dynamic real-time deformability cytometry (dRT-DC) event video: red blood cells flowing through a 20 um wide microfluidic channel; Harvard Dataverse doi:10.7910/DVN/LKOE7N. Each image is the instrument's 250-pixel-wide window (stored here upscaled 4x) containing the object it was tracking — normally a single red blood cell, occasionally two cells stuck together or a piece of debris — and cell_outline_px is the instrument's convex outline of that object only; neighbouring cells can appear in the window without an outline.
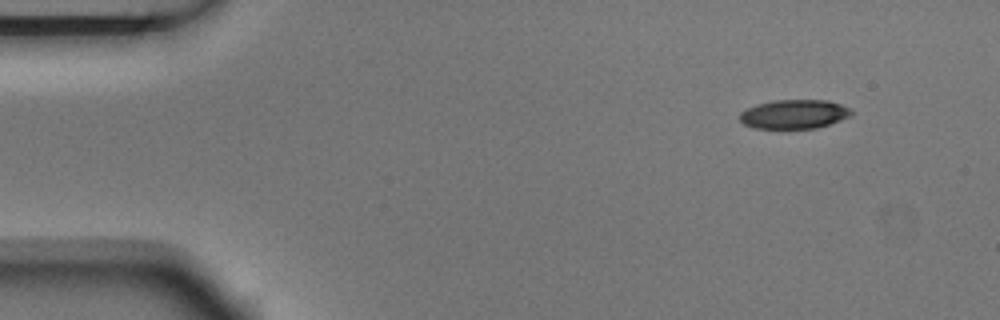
{"species": "Egyptian fruit bat (a non-hibernating species)", "species_latin": "Rousettus aegyptiacus", "temperature_condition": "room temperature", "stored_images_in_passage": 4, "segment_of_instrument_passage": [1, 2], "camera_frame_rate_fps": 3000, "um_per_image_px": 0.085, "animal": {"sex": "male"}, "frame": {"image": 1, "passage_image": 1, "time_ms": 0.0, "image_size_px": [1000, 320], "cell_outline_px": [[852, 116], [816, 128], [752, 128], [744, 124], [740, 120], [740, 112], [756, 104], [772, 100], [828, 100], [840, 104], [848, 108], [852, 112]], "centroid_in_image_um": [67.48, 9.7], "position_along_channel_um": 17.5, "area_um2": 18.84}}